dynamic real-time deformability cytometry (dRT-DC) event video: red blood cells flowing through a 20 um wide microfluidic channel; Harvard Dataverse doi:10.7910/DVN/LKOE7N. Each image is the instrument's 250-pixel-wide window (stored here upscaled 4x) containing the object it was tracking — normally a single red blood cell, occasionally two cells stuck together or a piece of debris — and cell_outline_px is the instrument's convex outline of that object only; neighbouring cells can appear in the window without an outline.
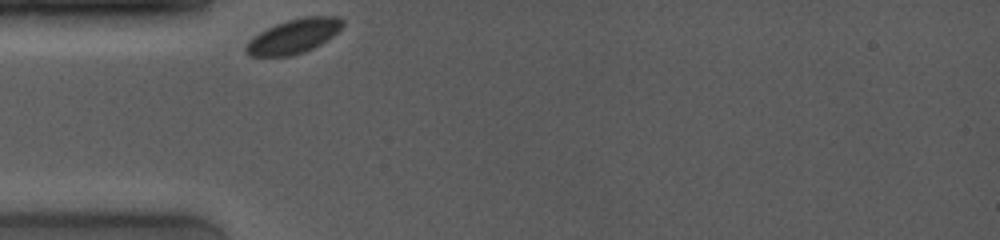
{"species": "common noctule bat (a hibernating species)", "species_latin": "Nyctalus noctula", "temperature_condition": "room temperature", "stored_images_in_passage": 46, "camera_frame_rate_fps": 4000, "um_per_image_px": 0.085, "animal": {"sex": "female", "body_mass_g": 19.0, "forearm_length_mm": 53.3}, "frame": {"image": 1, "passage_image": 1, "time_ms": 0.0, "image_size_px": [1000, 240], "cell_outline_px": [[344, 24], [332, 36], [320, 44], [304, 52], [288, 56], [248, 56], [244, 52], [244, 48], [248, 40], [260, 32], [276, 24], [288, 20], [304, 16], [340, 16], [344, 20]], "centroid_in_image_um": [24.94, 3.08], "position_along_channel_um": 60.1, "area_um2": 19.31}}
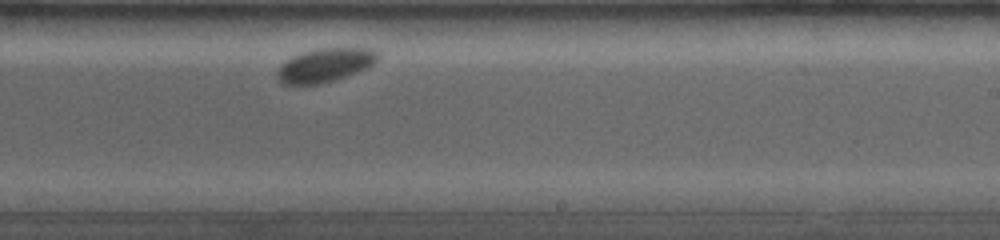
{"frame": {"image": 2, "passage_image": 30, "time_ms": 5.75, "image_size_px": [1000, 240], "cell_outline_px": [[380, 56], [372, 64], [364, 68], [344, 76], [320, 84], [280, 84], [276, 76], [276, 72], [280, 64], [292, 56], [316, 48], [372, 48]], "centroid_in_image_um": [27.56, 5.53], "position_along_channel_um": 261.4, "area_um2": 19.54}}
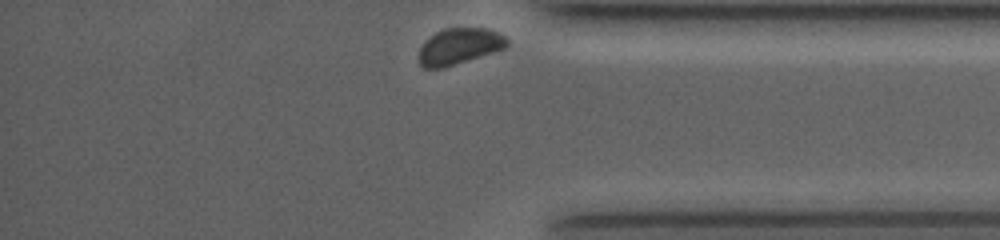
{"frame": {"image": 3, "passage_image": 46, "time_ms": 9.5, "image_size_px": [1000, 240], "cell_outline_px": [[508, 44], [504, 48], [492, 52], [440, 68], [424, 68], [420, 64], [420, 48], [424, 40], [436, 32], [444, 28], [484, 28], [496, 32], [504, 36], [508, 40]], "centroid_in_image_um": [39.0, 3.91], "position_along_channel_um": 396.2, "area_um2": 18.09}}